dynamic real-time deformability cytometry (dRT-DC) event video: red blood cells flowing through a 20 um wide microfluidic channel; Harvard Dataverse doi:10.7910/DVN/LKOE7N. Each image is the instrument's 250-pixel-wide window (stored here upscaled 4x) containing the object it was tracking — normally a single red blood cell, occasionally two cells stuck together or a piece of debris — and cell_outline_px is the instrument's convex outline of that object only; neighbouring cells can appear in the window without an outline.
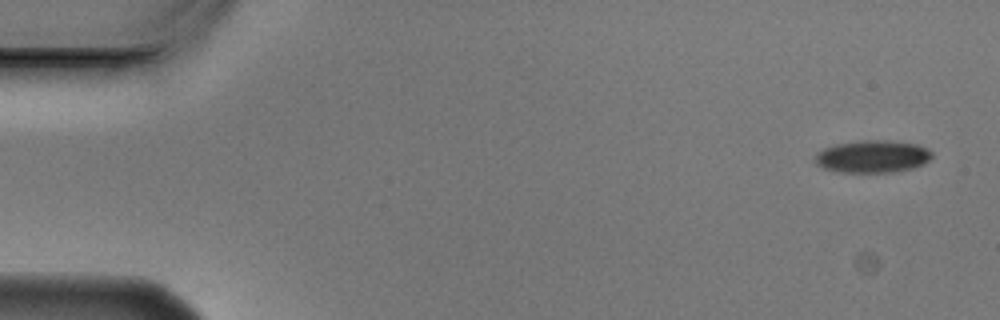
{"species": "Egyptian fruit bat (a non-hibernating species)", "species_latin": "Rousettus aegyptiacus", "temperature_condition": "cold", "stored_images_in_passage": 5, "camera_frame_rate_fps": 3000, "um_per_image_px": 0.085, "animal": {"sex": "male"}, "frame": {"image": 1, "passage_image": 1, "time_ms": 0.0, "image_size_px": [1000, 320], "cell_outline_px": [[932, 156], [924, 164], [912, 168], [892, 172], [836, 172], [824, 168], [816, 164], [812, 160], [816, 152], [824, 148], [836, 144], [860, 140], [888, 140], [916, 144], [928, 148], [932, 152]], "centroid_in_image_um": [74.13, 13.3], "position_along_channel_um": 10.9, "area_um2": 22.31}}
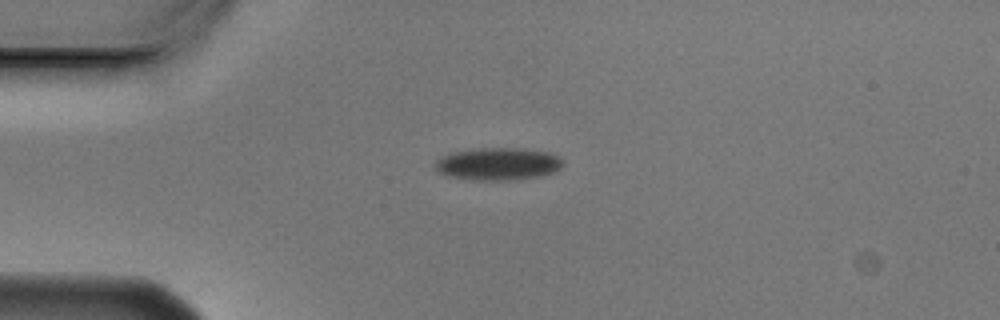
{"frame": {"image": 2, "passage_image": 4, "time_ms": 1.0, "image_size_px": [1000, 320], "cell_outline_px": [[564, 164], [556, 172], [540, 176], [520, 180], [472, 180], [444, 176], [436, 172], [432, 168], [432, 164], [436, 160], [452, 152], [480, 148], [520, 148], [548, 152], [556, 156]], "centroid_in_image_um": [42.27, 13.95], "position_along_channel_um": 42.7, "area_um2": 24.62}}